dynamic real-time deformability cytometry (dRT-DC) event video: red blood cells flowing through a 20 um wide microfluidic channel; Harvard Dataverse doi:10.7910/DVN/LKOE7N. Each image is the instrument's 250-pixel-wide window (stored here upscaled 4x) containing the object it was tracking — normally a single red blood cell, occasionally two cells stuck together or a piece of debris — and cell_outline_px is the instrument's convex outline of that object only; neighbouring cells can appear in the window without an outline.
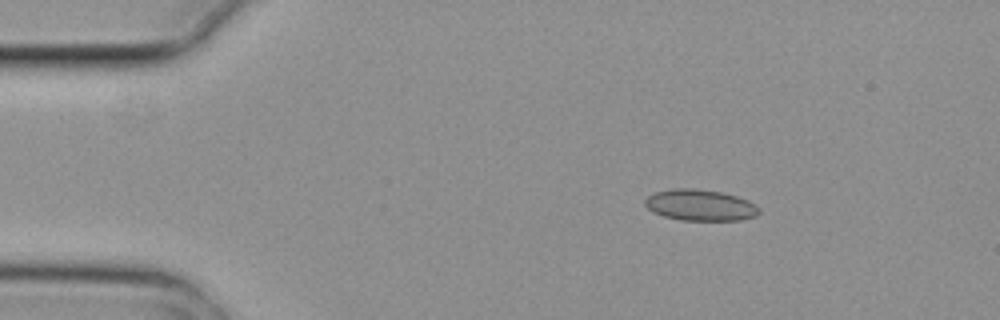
{"species": "common noctule bat (a hibernating species)", "species_latin": "Nyctalus noctula", "temperature_condition": "cold", "stored_images_in_passage": 4, "camera_frame_rate_fps": 3000, "um_per_image_px": 0.085, "animal": {"sex": "female", "body_mass_g": 29.2, "forearm_length_mm": 56.3}, "frame": {"image": 1, "passage_image": 2, "time_ms": 0.333, "image_size_px": [1000, 320], "cell_outline_px": [[760, 212], [756, 216], [744, 220], [680, 220], [664, 216], [652, 212], [644, 204], [644, 200], [648, 196], [656, 192], [672, 188], [692, 188], [720, 192], [736, 196], [748, 200], [756, 204], [760, 208]], "centroid_in_image_um": [59.53, 17.44], "position_along_channel_um": 25.5, "area_um2": 20.87}}